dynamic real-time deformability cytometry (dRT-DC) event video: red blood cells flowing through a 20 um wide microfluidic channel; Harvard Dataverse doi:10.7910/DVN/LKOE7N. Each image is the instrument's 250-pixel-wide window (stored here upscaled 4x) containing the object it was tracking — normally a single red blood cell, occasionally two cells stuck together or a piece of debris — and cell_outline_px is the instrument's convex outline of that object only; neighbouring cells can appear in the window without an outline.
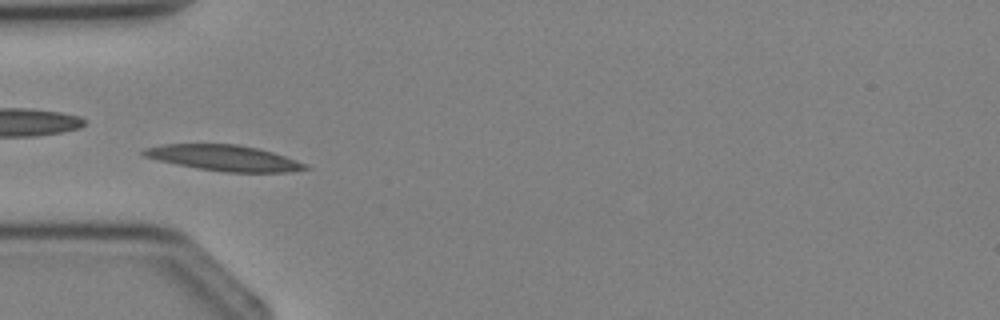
{"species": "Egyptian fruit bat (a non-hibernating species)", "species_latin": "Rousettus aegyptiacus", "temperature_condition": "cold", "stored_images_in_passage": 3, "camera_frame_rate_fps": 3000, "um_per_image_px": 0.085, "animal": {"sex": "female"}, "frame": {"image": 1, "passage_image": 2, "time_ms": 1.333, "image_size_px": [1000, 320], "cell_outline_px": [[312, 168], [288, 172], [224, 172], [196, 168], [176, 164], [144, 156], [140, 152], [144, 148], [160, 144], [236, 144], [256, 148], [272, 152], [308, 164]], "centroid_in_image_um": [19.04, 13.43], "position_along_channel_um": 66.0, "area_um2": 24.22}}
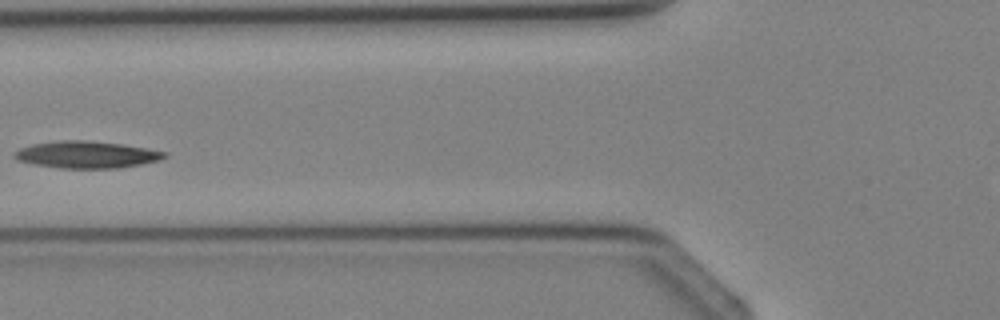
{"frame": {"image": 2, "passage_image": 3, "time_ms": 2.333, "image_size_px": [1000, 320], "cell_outline_px": [[168, 156], [160, 160], [140, 164], [116, 168], [60, 168], [32, 164], [16, 160], [12, 156], [12, 152], [20, 148], [32, 144], [60, 140], [84, 140], [120, 144], [168, 152]], "centroid_in_image_um": [7.3, 13.14], "position_along_channel_um": 118.5, "area_um2": 23.58}}